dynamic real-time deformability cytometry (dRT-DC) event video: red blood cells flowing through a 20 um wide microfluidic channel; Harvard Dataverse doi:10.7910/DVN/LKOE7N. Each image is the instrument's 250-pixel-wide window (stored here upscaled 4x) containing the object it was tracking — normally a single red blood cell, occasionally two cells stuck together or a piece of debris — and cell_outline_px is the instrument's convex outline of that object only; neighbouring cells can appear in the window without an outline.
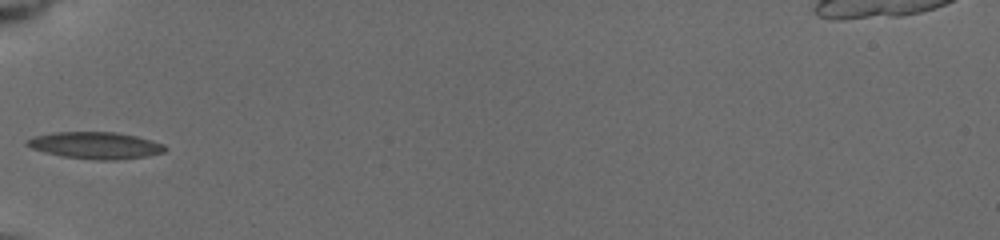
{"species": "common noctule bat (a hibernating species)", "species_latin": "Nyctalus noctula", "temperature_condition": "cold", "stored_images_in_passage": 9, "camera_frame_rate_fps": 3000, "um_per_image_px": 0.085, "animal": {"sex": "female", "body_mass_g": 19.5, "forearm_length_mm": 54.1}, "frame": {"image": 1, "passage_image": 6, "time_ms": 4.667, "image_size_px": [1000, 240], "cell_outline_px": [[168, 148], [164, 152], [148, 156], [116, 160], [96, 160], [64, 156], [44, 152], [32, 148], [24, 144], [24, 140], [32, 136], [56, 132], [116, 132], [136, 136], [152, 140], [164, 144]], "centroid_in_image_um": [8.12, 12.35], "position_along_channel_um": 76.9, "area_um2": 21.73}}
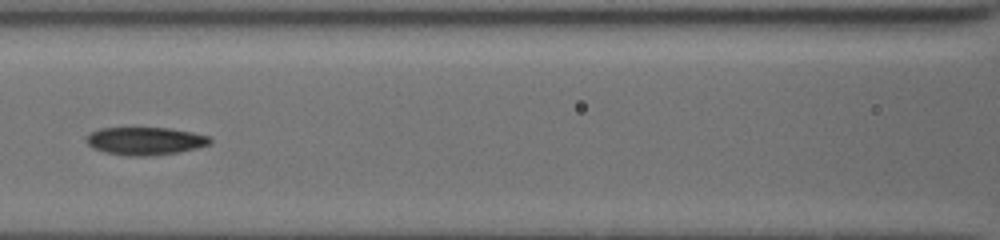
{"frame": {"image": 2, "passage_image": 8, "time_ms": 6.667, "image_size_px": [1000, 240], "cell_outline_px": [[212, 144], [180, 152], [148, 156], [128, 156], [104, 152], [92, 148], [84, 140], [92, 132], [100, 128], [168, 128], [192, 132], [208, 136], [212, 140]], "centroid_in_image_um": [12.34, 11.99], "position_along_channel_um": 154.3, "area_um2": 20.11}}
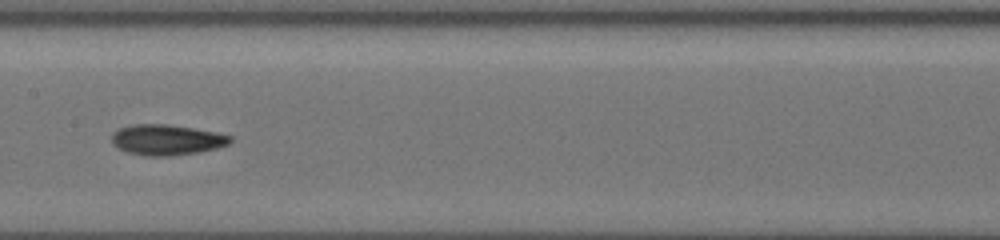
{"frame": {"image": 3, "passage_image": 9, "time_ms": 7.667, "image_size_px": [1000, 240], "cell_outline_px": [[232, 140], [228, 144], [216, 148], [200, 152], [168, 156], [144, 156], [128, 152], [112, 144], [112, 132], [120, 128], [132, 124], [168, 124], [216, 132], [232, 136]], "centroid_in_image_um": [14.16, 11.88], "position_along_channel_um": 193.2, "area_um2": 21.1}}